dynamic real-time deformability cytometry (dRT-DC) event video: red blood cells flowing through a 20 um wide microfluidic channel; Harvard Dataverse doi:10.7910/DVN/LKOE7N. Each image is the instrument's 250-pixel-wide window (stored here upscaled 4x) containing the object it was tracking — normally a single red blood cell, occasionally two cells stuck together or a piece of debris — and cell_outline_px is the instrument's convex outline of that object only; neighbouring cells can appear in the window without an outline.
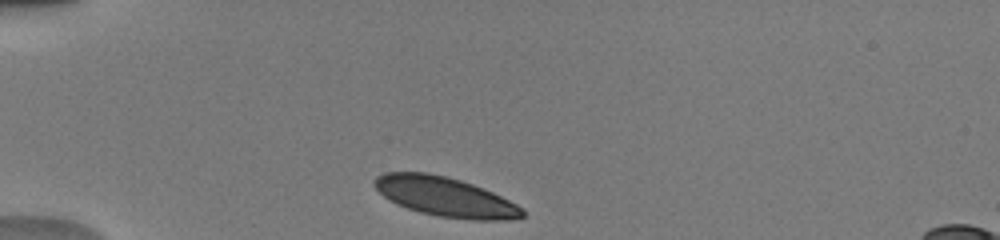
{"species": "human", "species_latin": "Homo sapiens", "temperature_condition": "warm", "stored_images_in_passage": 38, "camera_frame_rate_fps": 3000, "um_per_image_px": 0.085, "donor": {"sex": "male"}, "frame": {"image": 1, "passage_image": 1, "time_ms": 0.0, "image_size_px": [1000, 240], "cell_outline_px": [[524, 216], [512, 220], [472, 220], [440, 216], [420, 212], [396, 204], [388, 200], [372, 184], [372, 180], [376, 176], [384, 172], [428, 172], [460, 180], [484, 188], [524, 208]], "centroid_in_image_um": [37.82, 16.72], "position_along_channel_um": 47.2, "area_um2": 34.04}}
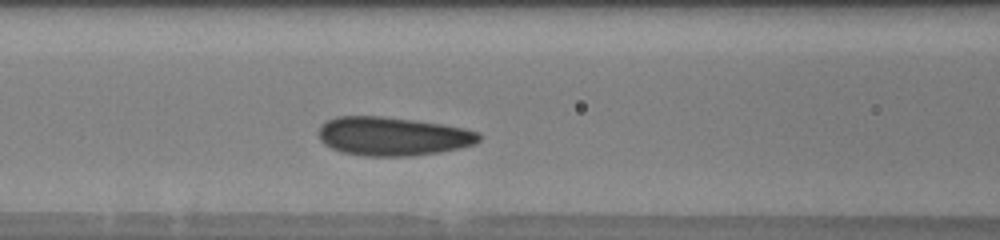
{"frame": {"image": 2, "passage_image": 10, "time_ms": 3.0, "image_size_px": [1000, 240], "cell_outline_px": [[480, 140], [476, 144], [460, 148], [440, 152], [412, 156], [364, 156], [344, 152], [332, 148], [324, 144], [320, 140], [320, 128], [328, 120], [336, 116], [384, 116], [444, 124], [464, 128], [480, 132]], "centroid_in_image_um": [33.43, 11.58], "position_along_channel_um": 133.2, "area_um2": 36.24}}
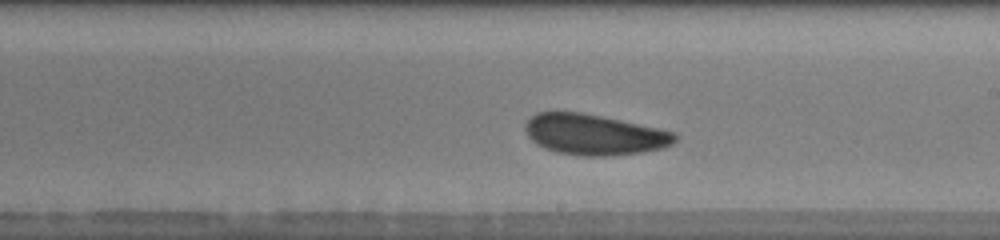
{"frame": {"image": 3, "passage_image": 18, "time_ms": 5.667, "image_size_px": [1000, 240], "cell_outline_px": [[676, 140], [672, 144], [664, 148], [640, 152], [608, 156], [584, 156], [556, 152], [544, 148], [536, 144], [528, 136], [524, 128], [524, 124], [536, 112], [580, 112], [620, 120], [676, 132]], "centroid_in_image_um": [50.49, 11.44], "position_along_channel_um": 238.5, "area_um2": 35.37}, "authors_computed_cell_mechanics": {"area_um2": 34.68, "velocity_mm_per_s": 3.9528, "shape_relaxation_time_tau1_ms": 1.895, "shape_relaxation_time_tau2_ms": null, "deformation_change_tau1": 0.064, "deformation_change_tau2": null}}